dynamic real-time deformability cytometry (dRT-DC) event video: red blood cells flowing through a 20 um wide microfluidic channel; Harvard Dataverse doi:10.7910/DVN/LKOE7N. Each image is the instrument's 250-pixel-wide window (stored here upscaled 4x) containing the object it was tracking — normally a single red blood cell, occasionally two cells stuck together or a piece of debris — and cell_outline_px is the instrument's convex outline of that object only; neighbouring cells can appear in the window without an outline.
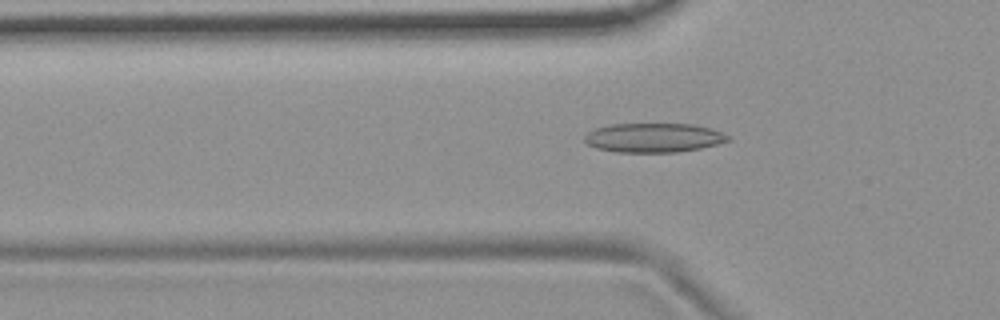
{"species": "common noctule bat (a hibernating species)", "species_latin": "Nyctalus noctula", "temperature_condition": "room temperature", "stored_images_in_passage": 47, "camera_frame_rate_fps": 3000, "um_per_image_px": 0.085, "animal": {"sex": "female", "body_mass_g": 19.9}, "frame": {"image": 1, "passage_image": 10, "time_ms": 3.0, "image_size_px": [1000, 320], "cell_outline_px": [[732, 140], [700, 148], [676, 152], [616, 152], [596, 148], [588, 144], [584, 140], [584, 136], [588, 132], [596, 128], [608, 124], [692, 124], [708, 128], [720, 132], [728, 136]], "centroid_in_image_um": [55.52, 11.7], "position_along_channel_um": 70.3, "area_um2": 24.28}}
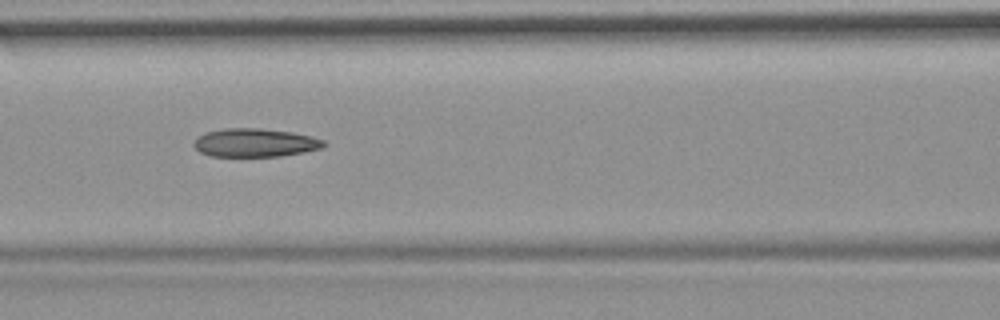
{"frame": {"image": 2, "passage_image": 16, "time_ms": 5.0, "image_size_px": [1000, 320], "cell_outline_px": [[324, 144], [320, 148], [304, 152], [280, 156], [212, 156], [200, 152], [192, 144], [204, 132], [224, 128], [260, 128], [292, 132], [312, 136], [324, 140]], "centroid_in_image_um": [21.66, 12.12], "position_along_channel_um": 144.9, "area_um2": 21.39}}
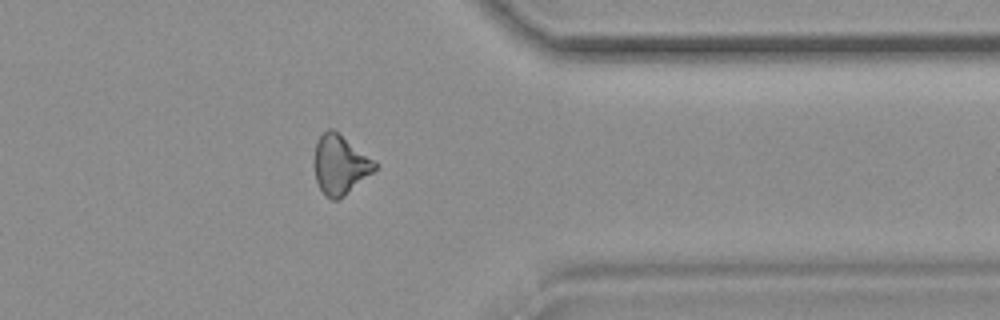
{"frame": {"image": 3, "passage_image": 36, "time_ms": 11.667, "image_size_px": [1000, 320], "cell_outline_px": [[376, 168], [372, 172], [344, 196], [336, 200], [332, 200], [320, 188], [316, 180], [312, 164], [312, 160], [316, 140], [328, 128], [332, 128], [376, 160]], "centroid_in_image_um": [28.87, 13.96], "position_along_channel_um": 382.5, "area_um2": 21.04}}